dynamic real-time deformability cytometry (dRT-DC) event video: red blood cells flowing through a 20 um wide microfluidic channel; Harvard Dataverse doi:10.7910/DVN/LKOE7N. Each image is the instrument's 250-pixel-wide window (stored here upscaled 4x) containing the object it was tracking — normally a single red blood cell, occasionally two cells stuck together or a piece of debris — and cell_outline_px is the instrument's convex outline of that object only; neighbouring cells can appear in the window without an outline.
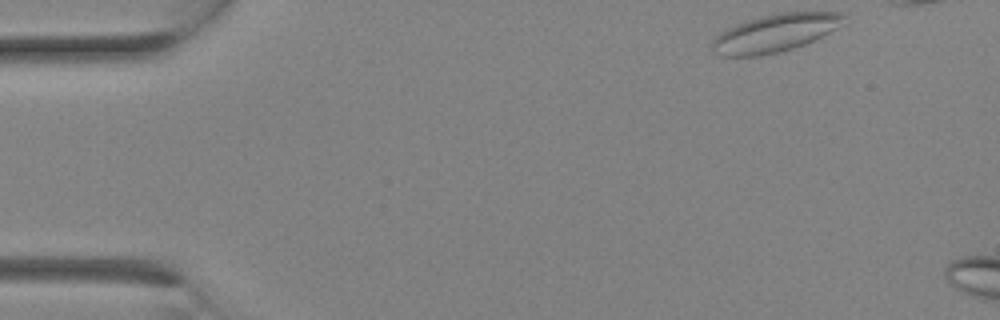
{"species": "Egyptian fruit bat (a non-hibernating species)", "species_latin": "Rousettus aegyptiacus", "temperature_condition": "room temperature", "stored_images_in_passage": 4, "camera_frame_rate_fps": 3000, "um_per_image_px": 0.085, "animal": {"sex": "female"}, "frame": {"image": 1, "passage_image": 1, "time_ms": 0.0, "image_size_px": [1000, 320], "cell_outline_px": [[844, 16], [836, 28], [804, 44], [792, 48], [760, 56], [720, 56], [712, 52], [708, 48], [712, 40], [720, 32], [736, 24], [748, 20], [780, 12], [844, 12]], "centroid_in_image_um": [65.77, 2.82], "position_along_channel_um": 19.2, "area_um2": 28.61}}